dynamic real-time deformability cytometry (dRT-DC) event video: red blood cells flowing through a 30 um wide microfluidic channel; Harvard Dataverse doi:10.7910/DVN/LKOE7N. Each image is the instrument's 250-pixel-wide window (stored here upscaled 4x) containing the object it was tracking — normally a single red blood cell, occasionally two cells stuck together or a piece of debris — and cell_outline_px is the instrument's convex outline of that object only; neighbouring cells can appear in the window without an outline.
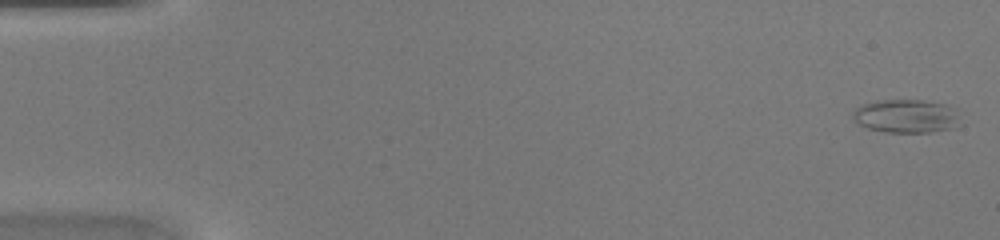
{"species": "common noctule bat (a hibernating species)", "species_latin": "Nyctalus noctula", "temperature_condition": "warm", "stored_images_in_passage": 45, "camera_frame_rate_fps": 3000, "um_per_image_px": 0.085, "animal": {"sex": "female", "body_mass_g": 20.0, "forearm_length_mm": 54.0}, "frame": {"image": 1, "passage_image": 1, "time_ms": 0.0, "image_size_px": [1000, 240], "cell_outline_px": [[964, 124], [956, 128], [932, 132], [884, 132], [868, 128], [852, 120], [852, 112], [856, 108], [864, 104], [876, 100], [924, 100], [948, 104], [956, 108]], "centroid_in_image_um": [77.12, 9.87], "position_along_channel_um": 7.9, "area_um2": 21.62}}
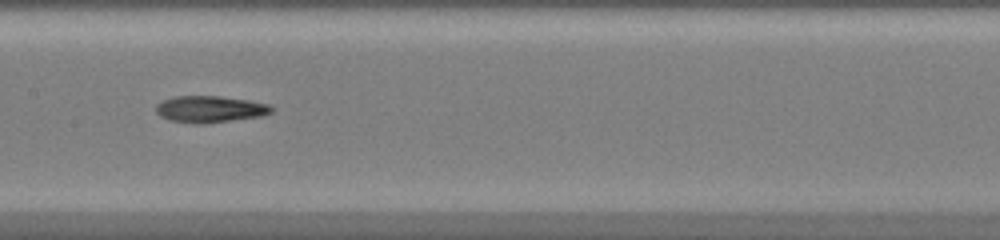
{"frame": {"image": 2, "passage_image": 23, "time_ms": 7.333, "image_size_px": [1000, 240], "cell_outline_px": [[272, 112], [260, 116], [204, 124], [200, 124], [168, 120], [160, 116], [156, 112], [156, 104], [164, 100], [176, 96], [220, 96], [248, 100], [268, 104], [272, 108]], "centroid_in_image_um": [17.82, 9.28], "position_along_channel_um": 189.6, "area_um2": 17.8}}
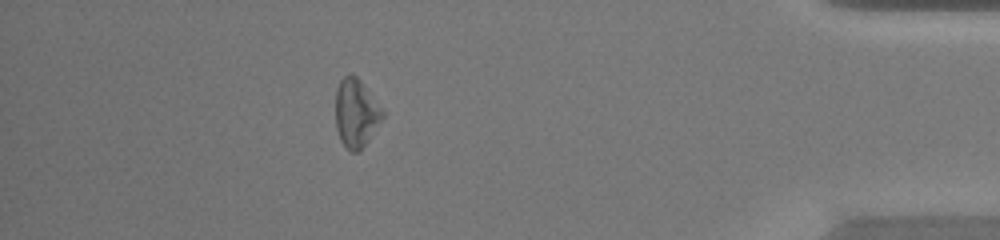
{"frame": {"image": 3, "passage_image": 40, "time_ms": 13.0, "image_size_px": [1000, 240], "cell_outline_px": [[384, 116], [360, 152], [352, 152], [340, 140], [336, 128], [336, 88], [340, 80], [344, 76], [356, 76], [360, 80], [384, 108]], "centroid_in_image_um": [30.28, 9.61], "position_along_channel_um": 404.9, "area_um2": 18.73}}